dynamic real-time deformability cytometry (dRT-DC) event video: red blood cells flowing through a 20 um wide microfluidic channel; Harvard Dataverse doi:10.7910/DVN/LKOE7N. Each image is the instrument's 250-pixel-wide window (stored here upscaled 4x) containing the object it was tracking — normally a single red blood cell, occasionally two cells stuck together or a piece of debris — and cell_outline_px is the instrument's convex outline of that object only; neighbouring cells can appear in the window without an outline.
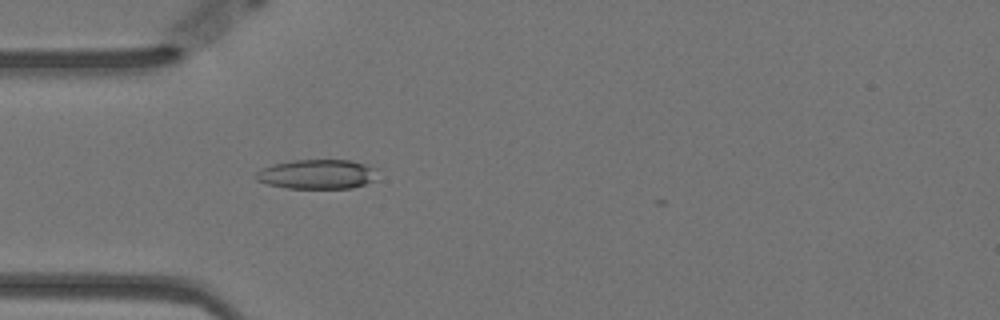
{"species": "Egyptian fruit bat (a non-hibernating species)", "species_latin": "Rousettus aegyptiacus", "temperature_condition": "warm", "stored_images_in_passage": 35, "camera_frame_rate_fps": 3000, "um_per_image_px": 0.085, "animal": {"sex": "female"}, "frame": {"image": 1, "passage_image": 1, "time_ms": 0.0, "image_size_px": [1000, 320], "cell_outline_px": [[376, 168], [372, 180], [364, 184], [352, 188], [288, 188], [268, 184], [256, 180], [256, 172], [272, 164], [296, 160], [352, 160]], "centroid_in_image_um": [26.93, 14.8], "position_along_channel_um": 58.1, "area_um2": 20.58}}
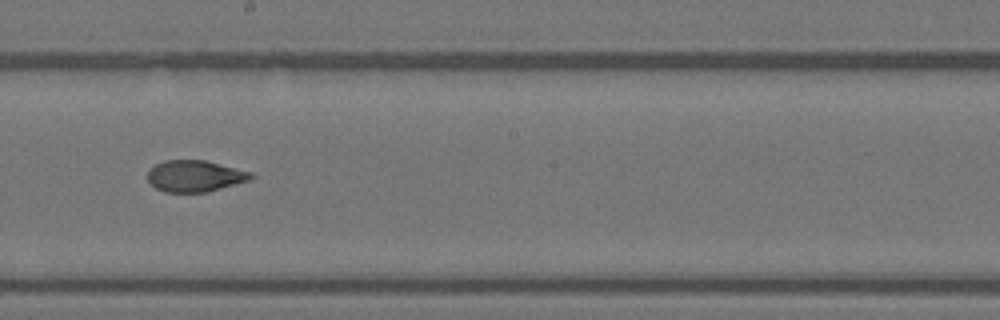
{"frame": {"image": 2, "passage_image": 16, "time_ms": 5.0, "image_size_px": [1000, 320], "cell_outline_px": [[256, 176], [248, 180], [208, 192], [164, 192], [156, 188], [148, 180], [148, 172], [156, 164], [164, 160], [204, 160], [252, 172]], "centroid_in_image_um": [16.57, 14.96], "position_along_channel_um": 231.6, "area_um2": 18.79}}
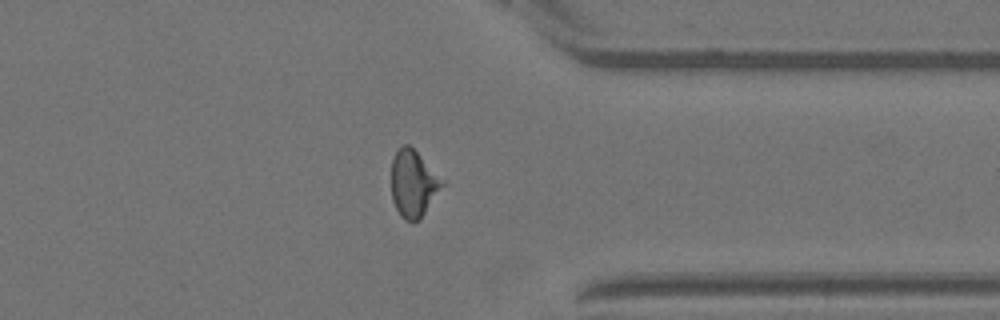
{"frame": {"image": 3, "passage_image": 29, "time_ms": 9.333, "image_size_px": [1000, 320], "cell_outline_px": [[448, 180], [420, 220], [412, 224], [404, 220], [400, 216], [392, 200], [392, 160], [396, 152], [404, 144], [408, 144]], "centroid_in_image_um": [35.19, 15.64], "position_along_channel_um": 376.2, "area_um2": 20.4}, "authors_computed_cell_mechanics": {"area_um2": 19.652, "velocity_mm_per_s": 3.5034, "shape_relaxation_time_tau1_ms": null, "shape_relaxation_time_tau2_ms": 2.381, "deformation_change_tau1": null, "deformation_change_tau2": 0.0797}}